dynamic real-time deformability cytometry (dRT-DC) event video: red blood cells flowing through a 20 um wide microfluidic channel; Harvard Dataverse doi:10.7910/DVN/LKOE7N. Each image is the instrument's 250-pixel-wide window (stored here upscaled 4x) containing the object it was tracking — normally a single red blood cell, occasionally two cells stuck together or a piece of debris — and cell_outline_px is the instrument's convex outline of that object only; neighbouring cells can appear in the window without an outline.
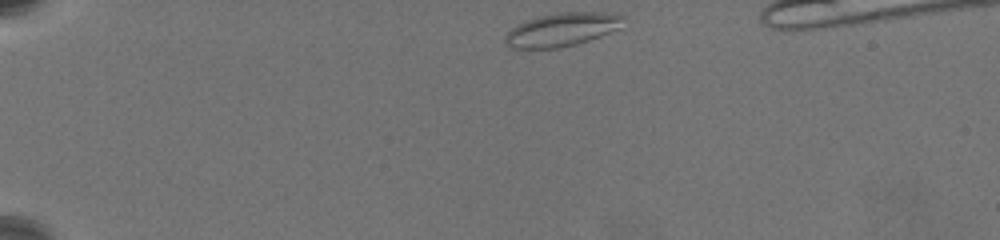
{"species": "common noctule bat (a hibernating species)", "species_latin": "Nyctalus noctula", "temperature_condition": "warm", "stored_images_in_passage": 41, "camera_frame_rate_fps": 3000, "um_per_image_px": 0.085, "animal": {"sex": "female", "body_mass_g": 19.5, "forearm_length_mm": 54.1}, "frame": {"image": 1, "passage_image": 1, "time_ms": 0.0, "image_size_px": [1000, 240], "cell_outline_px": [[624, 16], [620, 28], [588, 40], [576, 44], [560, 48], [512, 48], [504, 40], [504, 36], [512, 28], [536, 16], [564, 12], [620, 12]], "centroid_in_image_um": [47.81, 2.5], "position_along_channel_um": 37.2, "area_um2": 22.89}}
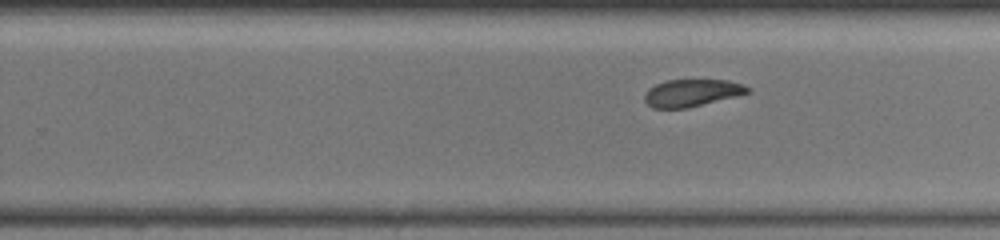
{"frame": {"image": 2, "passage_image": 26, "time_ms": 9.0, "image_size_px": [1000, 240], "cell_outline_px": [[752, 92], [688, 108], [652, 108], [644, 100], [644, 96], [648, 88], [656, 84], [668, 80], [728, 80], [744, 84], [752, 88]], "centroid_in_image_um": [58.84, 7.89], "position_along_channel_um": 271.0, "area_um2": 16.47}}
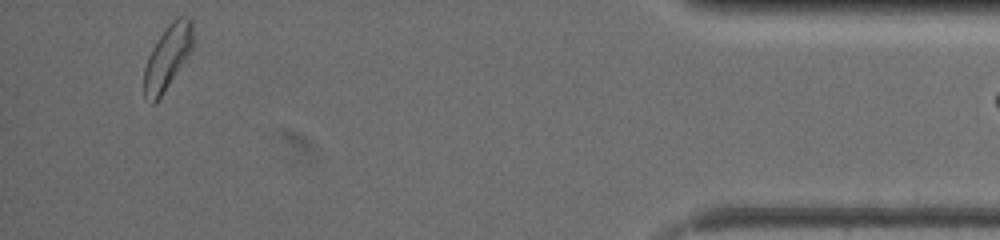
{"frame": {"image": 3, "passage_image": 40, "time_ms": 15.0, "image_size_px": [1000, 240], "cell_outline_px": [[192, 48], [164, 92], [156, 104], [152, 104], [144, 96], [144, 68], [148, 56], [152, 48], [168, 24], [176, 16], [188, 16], [192, 20]], "centroid_in_image_um": [14.21, 4.86], "position_along_channel_um": 421.0, "area_um2": 18.09}}